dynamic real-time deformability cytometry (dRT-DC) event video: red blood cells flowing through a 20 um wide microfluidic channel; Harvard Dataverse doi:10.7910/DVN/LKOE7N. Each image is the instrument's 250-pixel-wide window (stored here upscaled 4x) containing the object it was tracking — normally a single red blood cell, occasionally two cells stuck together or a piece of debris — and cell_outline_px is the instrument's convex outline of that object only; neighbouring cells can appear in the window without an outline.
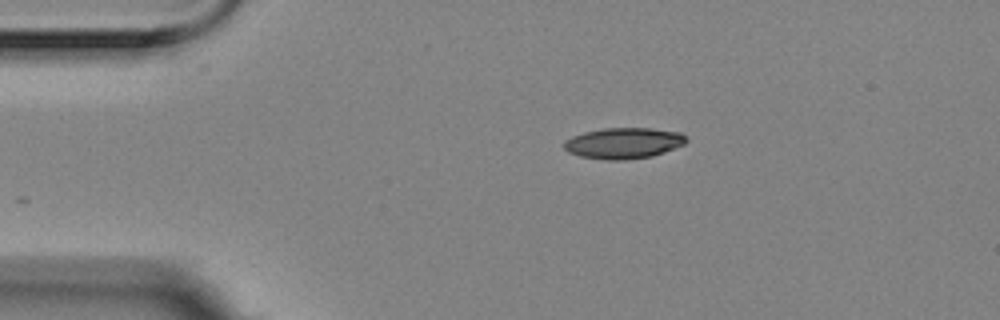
{"species": "Egyptian fruit bat (a non-hibernating species)", "species_latin": "Rousettus aegyptiacus", "temperature_condition": "room temperature", "stored_images_in_passage": 2, "camera_frame_rate_fps": 3000, "um_per_image_px": 0.085, "animal": {"sex": "female"}, "frame": {"image": 1, "passage_image": 2, "time_ms": 0.333, "image_size_px": [1000, 320], "cell_outline_px": [[688, 140], [684, 144], [664, 152], [652, 156], [624, 160], [604, 160], [580, 156], [568, 152], [564, 148], [564, 140], [572, 136], [584, 132], [604, 128], [652, 128], [680, 132]], "centroid_in_image_um": [52.99, 12.16], "position_along_channel_um": 32.0, "area_um2": 22.08}}